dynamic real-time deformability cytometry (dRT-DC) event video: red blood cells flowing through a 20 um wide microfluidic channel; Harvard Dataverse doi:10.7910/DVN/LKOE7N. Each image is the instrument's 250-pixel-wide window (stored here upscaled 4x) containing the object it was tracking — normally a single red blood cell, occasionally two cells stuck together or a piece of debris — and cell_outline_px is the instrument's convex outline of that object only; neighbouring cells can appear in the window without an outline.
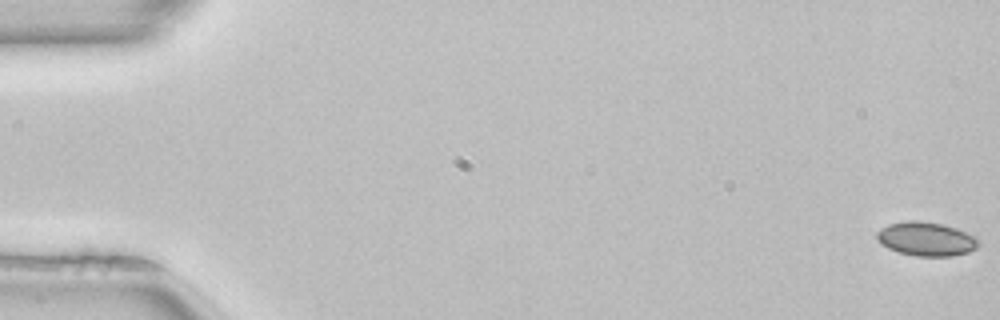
{"species": "common noctule bat (a hibernating species)", "species_latin": "Nyctalus noctula", "temperature_condition": "room temperature", "stored_images_in_passage": 14, "camera_frame_rate_fps": 3000, "um_per_image_px": 0.085, "animal": {"sex": "female", "body_mass_g": 22.7, "forearm_length_mm": 54.2}, "frame": {"image": 1, "passage_image": 1, "time_ms": 0.0, "image_size_px": [1000, 320], "cell_outline_px": [[980, 244], [976, 248], [968, 252], [952, 256], [916, 256], [900, 252], [888, 248], [876, 236], [876, 232], [880, 228], [888, 224], [908, 220], [920, 220], [944, 224], [956, 228], [976, 236], [980, 240]], "centroid_in_image_um": [78.77, 20.29], "position_along_channel_um": 6.2, "area_um2": 20.17}}
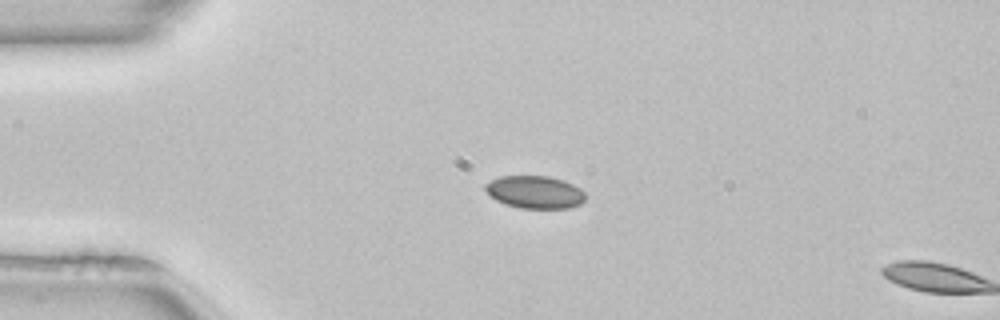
{"frame": {"image": 2, "passage_image": 13, "time_ms": 4.0, "image_size_px": [1000, 320], "cell_outline_px": [[584, 200], [580, 204], [568, 208], [520, 208], [504, 204], [496, 200], [484, 188], [484, 184], [500, 176], [548, 176], [564, 180], [580, 188], [584, 192]], "centroid_in_image_um": [45.46, 16.32], "position_along_channel_um": 39.5, "area_um2": 18.96}}